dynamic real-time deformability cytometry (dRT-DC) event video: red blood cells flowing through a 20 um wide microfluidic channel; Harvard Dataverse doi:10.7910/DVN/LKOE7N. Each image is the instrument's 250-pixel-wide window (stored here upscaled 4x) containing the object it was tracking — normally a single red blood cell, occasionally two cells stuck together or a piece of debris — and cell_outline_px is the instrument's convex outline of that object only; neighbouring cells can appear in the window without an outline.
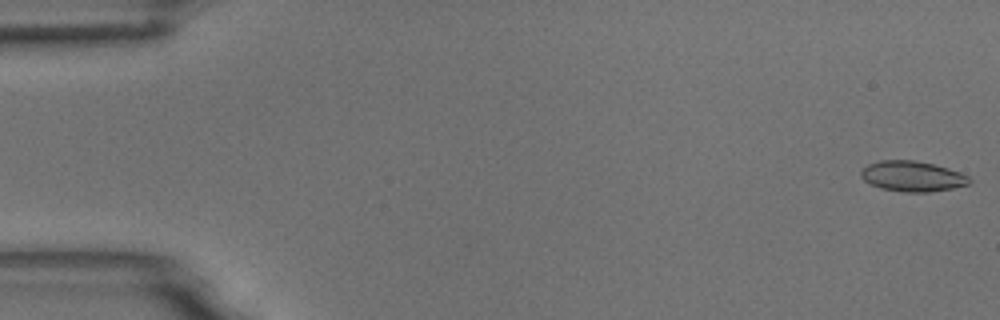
{"species": "common noctule bat (a hibernating species)", "species_latin": "Nyctalus noctula", "temperature_condition": "room temperature", "stored_images_in_passage": 8, "camera_frame_rate_fps": 3000, "um_per_image_px": 0.085, "animal": {"sex": "male", "body_mass_g": 18.8}, "frame": {"image": 1, "passage_image": 1, "time_ms": 0.0, "image_size_px": [1000, 320], "cell_outline_px": [[972, 180], [968, 184], [952, 188], [928, 192], [908, 192], [880, 188], [864, 180], [860, 176], [860, 172], [868, 164], [880, 160], [912, 160], [932, 164], [948, 168], [960, 172], [968, 176]], "centroid_in_image_um": [77.55, 14.98], "position_along_channel_um": 7.5, "area_um2": 19.02}}